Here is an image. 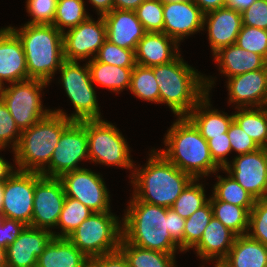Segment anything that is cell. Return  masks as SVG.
<instances>
[{"label": "cell", "mask_w": 267, "mask_h": 267, "mask_svg": "<svg viewBox=\"0 0 267 267\" xmlns=\"http://www.w3.org/2000/svg\"><path fill=\"white\" fill-rule=\"evenodd\" d=\"M180 56L151 68L158 83L159 103H166L177 117H186L209 94L214 81L200 75Z\"/></svg>", "instance_id": "obj_1"}, {"label": "cell", "mask_w": 267, "mask_h": 267, "mask_svg": "<svg viewBox=\"0 0 267 267\" xmlns=\"http://www.w3.org/2000/svg\"><path fill=\"white\" fill-rule=\"evenodd\" d=\"M136 169L132 170L131 175V183L135 188L133 198L166 208L173 205L194 179L169 162L158 150H151L147 164Z\"/></svg>", "instance_id": "obj_2"}, {"label": "cell", "mask_w": 267, "mask_h": 267, "mask_svg": "<svg viewBox=\"0 0 267 267\" xmlns=\"http://www.w3.org/2000/svg\"><path fill=\"white\" fill-rule=\"evenodd\" d=\"M166 150L159 152L194 179L208 176L220 168L212 159L208 141L187 117H178L165 135Z\"/></svg>", "instance_id": "obj_3"}, {"label": "cell", "mask_w": 267, "mask_h": 267, "mask_svg": "<svg viewBox=\"0 0 267 267\" xmlns=\"http://www.w3.org/2000/svg\"><path fill=\"white\" fill-rule=\"evenodd\" d=\"M167 209L132 198L122 218L123 238L145 249L169 254H175L178 248L180 251V245L168 232Z\"/></svg>", "instance_id": "obj_4"}, {"label": "cell", "mask_w": 267, "mask_h": 267, "mask_svg": "<svg viewBox=\"0 0 267 267\" xmlns=\"http://www.w3.org/2000/svg\"><path fill=\"white\" fill-rule=\"evenodd\" d=\"M9 28L21 40L29 79L50 83L52 76L65 61L63 32L53 25L25 24L16 29Z\"/></svg>", "instance_id": "obj_5"}, {"label": "cell", "mask_w": 267, "mask_h": 267, "mask_svg": "<svg viewBox=\"0 0 267 267\" xmlns=\"http://www.w3.org/2000/svg\"><path fill=\"white\" fill-rule=\"evenodd\" d=\"M73 121L51 111L47 116L22 131L14 152L15 163L20 171L41 173L49 165L53 151L62 132Z\"/></svg>", "instance_id": "obj_6"}, {"label": "cell", "mask_w": 267, "mask_h": 267, "mask_svg": "<svg viewBox=\"0 0 267 267\" xmlns=\"http://www.w3.org/2000/svg\"><path fill=\"white\" fill-rule=\"evenodd\" d=\"M122 230L121 221L111 212H93L67 238L90 260L118 250Z\"/></svg>", "instance_id": "obj_7"}, {"label": "cell", "mask_w": 267, "mask_h": 267, "mask_svg": "<svg viewBox=\"0 0 267 267\" xmlns=\"http://www.w3.org/2000/svg\"><path fill=\"white\" fill-rule=\"evenodd\" d=\"M59 71L61 83L74 105L75 113L68 116L62 109L52 111L72 121L102 119L87 63L82 68L77 61L65 60Z\"/></svg>", "instance_id": "obj_8"}, {"label": "cell", "mask_w": 267, "mask_h": 267, "mask_svg": "<svg viewBox=\"0 0 267 267\" xmlns=\"http://www.w3.org/2000/svg\"><path fill=\"white\" fill-rule=\"evenodd\" d=\"M49 85L39 79H29L2 86L1 100L5 103L16 125L22 132L47 116L51 110L44 109L41 103V91Z\"/></svg>", "instance_id": "obj_9"}, {"label": "cell", "mask_w": 267, "mask_h": 267, "mask_svg": "<svg viewBox=\"0 0 267 267\" xmlns=\"http://www.w3.org/2000/svg\"><path fill=\"white\" fill-rule=\"evenodd\" d=\"M87 135L91 162L133 169L128 143L112 123L103 119L87 120Z\"/></svg>", "instance_id": "obj_10"}, {"label": "cell", "mask_w": 267, "mask_h": 267, "mask_svg": "<svg viewBox=\"0 0 267 267\" xmlns=\"http://www.w3.org/2000/svg\"><path fill=\"white\" fill-rule=\"evenodd\" d=\"M89 160L87 120L73 121L63 132L50 159L48 168L41 174L60 178L63 174L82 169L78 162Z\"/></svg>", "instance_id": "obj_11"}, {"label": "cell", "mask_w": 267, "mask_h": 267, "mask_svg": "<svg viewBox=\"0 0 267 267\" xmlns=\"http://www.w3.org/2000/svg\"><path fill=\"white\" fill-rule=\"evenodd\" d=\"M66 195L60 178L35 172V191L31 227L49 230L57 227Z\"/></svg>", "instance_id": "obj_12"}, {"label": "cell", "mask_w": 267, "mask_h": 267, "mask_svg": "<svg viewBox=\"0 0 267 267\" xmlns=\"http://www.w3.org/2000/svg\"><path fill=\"white\" fill-rule=\"evenodd\" d=\"M65 195L74 198L92 212H110L109 191L101 175L82 168L60 177Z\"/></svg>", "instance_id": "obj_13"}, {"label": "cell", "mask_w": 267, "mask_h": 267, "mask_svg": "<svg viewBox=\"0 0 267 267\" xmlns=\"http://www.w3.org/2000/svg\"><path fill=\"white\" fill-rule=\"evenodd\" d=\"M35 191V172L15 170L4 182L2 214L30 226Z\"/></svg>", "instance_id": "obj_14"}, {"label": "cell", "mask_w": 267, "mask_h": 267, "mask_svg": "<svg viewBox=\"0 0 267 267\" xmlns=\"http://www.w3.org/2000/svg\"><path fill=\"white\" fill-rule=\"evenodd\" d=\"M222 170L235 179L255 200L267 196V148L237 155Z\"/></svg>", "instance_id": "obj_15"}, {"label": "cell", "mask_w": 267, "mask_h": 267, "mask_svg": "<svg viewBox=\"0 0 267 267\" xmlns=\"http://www.w3.org/2000/svg\"><path fill=\"white\" fill-rule=\"evenodd\" d=\"M106 37L103 16L94 21L90 16L78 26L63 32L64 58L67 61L84 60L93 54L95 58Z\"/></svg>", "instance_id": "obj_16"}, {"label": "cell", "mask_w": 267, "mask_h": 267, "mask_svg": "<svg viewBox=\"0 0 267 267\" xmlns=\"http://www.w3.org/2000/svg\"><path fill=\"white\" fill-rule=\"evenodd\" d=\"M229 102L236 108L267 107V65L255 71L228 78Z\"/></svg>", "instance_id": "obj_17"}, {"label": "cell", "mask_w": 267, "mask_h": 267, "mask_svg": "<svg viewBox=\"0 0 267 267\" xmlns=\"http://www.w3.org/2000/svg\"><path fill=\"white\" fill-rule=\"evenodd\" d=\"M163 33L177 43L184 37L203 31L204 12L193 0L178 3H163Z\"/></svg>", "instance_id": "obj_18"}, {"label": "cell", "mask_w": 267, "mask_h": 267, "mask_svg": "<svg viewBox=\"0 0 267 267\" xmlns=\"http://www.w3.org/2000/svg\"><path fill=\"white\" fill-rule=\"evenodd\" d=\"M53 231L26 226L6 248L9 267H36L37 258L53 238Z\"/></svg>", "instance_id": "obj_19"}, {"label": "cell", "mask_w": 267, "mask_h": 267, "mask_svg": "<svg viewBox=\"0 0 267 267\" xmlns=\"http://www.w3.org/2000/svg\"><path fill=\"white\" fill-rule=\"evenodd\" d=\"M203 25H207L208 39L214 55L221 48L236 44L242 28V15L225 6L205 13Z\"/></svg>", "instance_id": "obj_20"}, {"label": "cell", "mask_w": 267, "mask_h": 267, "mask_svg": "<svg viewBox=\"0 0 267 267\" xmlns=\"http://www.w3.org/2000/svg\"><path fill=\"white\" fill-rule=\"evenodd\" d=\"M28 80L26 57L21 40L9 28L0 29V84Z\"/></svg>", "instance_id": "obj_21"}, {"label": "cell", "mask_w": 267, "mask_h": 267, "mask_svg": "<svg viewBox=\"0 0 267 267\" xmlns=\"http://www.w3.org/2000/svg\"><path fill=\"white\" fill-rule=\"evenodd\" d=\"M106 23V37L115 45L134 50L146 31L135 11L113 9L103 16Z\"/></svg>", "instance_id": "obj_22"}, {"label": "cell", "mask_w": 267, "mask_h": 267, "mask_svg": "<svg viewBox=\"0 0 267 267\" xmlns=\"http://www.w3.org/2000/svg\"><path fill=\"white\" fill-rule=\"evenodd\" d=\"M178 46L173 38L163 32H146L134 51L135 62L144 67L169 63L179 55Z\"/></svg>", "instance_id": "obj_23"}, {"label": "cell", "mask_w": 267, "mask_h": 267, "mask_svg": "<svg viewBox=\"0 0 267 267\" xmlns=\"http://www.w3.org/2000/svg\"><path fill=\"white\" fill-rule=\"evenodd\" d=\"M236 234L214 216L203 232L200 241L193 247L202 260L222 262L233 246Z\"/></svg>", "instance_id": "obj_24"}, {"label": "cell", "mask_w": 267, "mask_h": 267, "mask_svg": "<svg viewBox=\"0 0 267 267\" xmlns=\"http://www.w3.org/2000/svg\"><path fill=\"white\" fill-rule=\"evenodd\" d=\"M219 70L228 78L262 69L267 61L259 54L240 48L237 44L221 48L214 55Z\"/></svg>", "instance_id": "obj_25"}, {"label": "cell", "mask_w": 267, "mask_h": 267, "mask_svg": "<svg viewBox=\"0 0 267 267\" xmlns=\"http://www.w3.org/2000/svg\"><path fill=\"white\" fill-rule=\"evenodd\" d=\"M208 97L207 93L186 116L207 141L213 137L224 136L233 121V114H221L217 109L212 110Z\"/></svg>", "instance_id": "obj_26"}, {"label": "cell", "mask_w": 267, "mask_h": 267, "mask_svg": "<svg viewBox=\"0 0 267 267\" xmlns=\"http://www.w3.org/2000/svg\"><path fill=\"white\" fill-rule=\"evenodd\" d=\"M89 259L68 239L53 237L37 258L36 267H85Z\"/></svg>", "instance_id": "obj_27"}, {"label": "cell", "mask_w": 267, "mask_h": 267, "mask_svg": "<svg viewBox=\"0 0 267 267\" xmlns=\"http://www.w3.org/2000/svg\"><path fill=\"white\" fill-rule=\"evenodd\" d=\"M222 263L226 267H267V246L248 235L236 236Z\"/></svg>", "instance_id": "obj_28"}, {"label": "cell", "mask_w": 267, "mask_h": 267, "mask_svg": "<svg viewBox=\"0 0 267 267\" xmlns=\"http://www.w3.org/2000/svg\"><path fill=\"white\" fill-rule=\"evenodd\" d=\"M92 83L115 92L130 87L131 73L134 67H120L98 62L92 58L87 62Z\"/></svg>", "instance_id": "obj_29"}, {"label": "cell", "mask_w": 267, "mask_h": 267, "mask_svg": "<svg viewBox=\"0 0 267 267\" xmlns=\"http://www.w3.org/2000/svg\"><path fill=\"white\" fill-rule=\"evenodd\" d=\"M119 250L125 255L129 267H175V254L141 248L123 237Z\"/></svg>", "instance_id": "obj_30"}, {"label": "cell", "mask_w": 267, "mask_h": 267, "mask_svg": "<svg viewBox=\"0 0 267 267\" xmlns=\"http://www.w3.org/2000/svg\"><path fill=\"white\" fill-rule=\"evenodd\" d=\"M236 109L238 111L233 114V120L260 148H267V108L264 106Z\"/></svg>", "instance_id": "obj_31"}, {"label": "cell", "mask_w": 267, "mask_h": 267, "mask_svg": "<svg viewBox=\"0 0 267 267\" xmlns=\"http://www.w3.org/2000/svg\"><path fill=\"white\" fill-rule=\"evenodd\" d=\"M213 216L237 236L247 235L249 228V211L237 205L217 200L213 195L209 198Z\"/></svg>", "instance_id": "obj_32"}, {"label": "cell", "mask_w": 267, "mask_h": 267, "mask_svg": "<svg viewBox=\"0 0 267 267\" xmlns=\"http://www.w3.org/2000/svg\"><path fill=\"white\" fill-rule=\"evenodd\" d=\"M93 212L74 198H65L62 211L60 213L57 226L60 227L61 233L55 234L54 237L67 238L72 234L80 224L84 222Z\"/></svg>", "instance_id": "obj_33"}, {"label": "cell", "mask_w": 267, "mask_h": 267, "mask_svg": "<svg viewBox=\"0 0 267 267\" xmlns=\"http://www.w3.org/2000/svg\"><path fill=\"white\" fill-rule=\"evenodd\" d=\"M214 185L213 196L219 201H225L233 205L246 208L249 212L255 204V199L243 189L230 175L223 178L218 176Z\"/></svg>", "instance_id": "obj_34"}, {"label": "cell", "mask_w": 267, "mask_h": 267, "mask_svg": "<svg viewBox=\"0 0 267 267\" xmlns=\"http://www.w3.org/2000/svg\"><path fill=\"white\" fill-rule=\"evenodd\" d=\"M197 181L199 182V179H193L170 207L184 219H188L209 201L203 184L196 183Z\"/></svg>", "instance_id": "obj_35"}, {"label": "cell", "mask_w": 267, "mask_h": 267, "mask_svg": "<svg viewBox=\"0 0 267 267\" xmlns=\"http://www.w3.org/2000/svg\"><path fill=\"white\" fill-rule=\"evenodd\" d=\"M151 67L135 65L129 90L138 98L159 103V88Z\"/></svg>", "instance_id": "obj_36"}, {"label": "cell", "mask_w": 267, "mask_h": 267, "mask_svg": "<svg viewBox=\"0 0 267 267\" xmlns=\"http://www.w3.org/2000/svg\"><path fill=\"white\" fill-rule=\"evenodd\" d=\"M84 3V0H58L52 25L61 32H64V27L78 26L89 17Z\"/></svg>", "instance_id": "obj_37"}, {"label": "cell", "mask_w": 267, "mask_h": 267, "mask_svg": "<svg viewBox=\"0 0 267 267\" xmlns=\"http://www.w3.org/2000/svg\"><path fill=\"white\" fill-rule=\"evenodd\" d=\"M213 218V210L208 201L185 221L184 252L193 248L202 238L205 228Z\"/></svg>", "instance_id": "obj_38"}, {"label": "cell", "mask_w": 267, "mask_h": 267, "mask_svg": "<svg viewBox=\"0 0 267 267\" xmlns=\"http://www.w3.org/2000/svg\"><path fill=\"white\" fill-rule=\"evenodd\" d=\"M135 13L146 32H163L164 14L161 0H145Z\"/></svg>", "instance_id": "obj_39"}, {"label": "cell", "mask_w": 267, "mask_h": 267, "mask_svg": "<svg viewBox=\"0 0 267 267\" xmlns=\"http://www.w3.org/2000/svg\"><path fill=\"white\" fill-rule=\"evenodd\" d=\"M95 59L98 62L120 67H134L136 65L134 50L121 48L107 39L100 47Z\"/></svg>", "instance_id": "obj_40"}, {"label": "cell", "mask_w": 267, "mask_h": 267, "mask_svg": "<svg viewBox=\"0 0 267 267\" xmlns=\"http://www.w3.org/2000/svg\"><path fill=\"white\" fill-rule=\"evenodd\" d=\"M236 44L244 50L261 55L267 61V30L242 26Z\"/></svg>", "instance_id": "obj_41"}, {"label": "cell", "mask_w": 267, "mask_h": 267, "mask_svg": "<svg viewBox=\"0 0 267 267\" xmlns=\"http://www.w3.org/2000/svg\"><path fill=\"white\" fill-rule=\"evenodd\" d=\"M247 235L267 246V199H258L249 213ZM251 229V230H250ZM253 230V231H252Z\"/></svg>", "instance_id": "obj_42"}, {"label": "cell", "mask_w": 267, "mask_h": 267, "mask_svg": "<svg viewBox=\"0 0 267 267\" xmlns=\"http://www.w3.org/2000/svg\"><path fill=\"white\" fill-rule=\"evenodd\" d=\"M58 0H27L26 10L32 17L27 24L52 25Z\"/></svg>", "instance_id": "obj_43"}, {"label": "cell", "mask_w": 267, "mask_h": 267, "mask_svg": "<svg viewBox=\"0 0 267 267\" xmlns=\"http://www.w3.org/2000/svg\"><path fill=\"white\" fill-rule=\"evenodd\" d=\"M21 131L15 123L10 111L0 98V149L6 148L12 142L14 151L21 138Z\"/></svg>", "instance_id": "obj_44"}, {"label": "cell", "mask_w": 267, "mask_h": 267, "mask_svg": "<svg viewBox=\"0 0 267 267\" xmlns=\"http://www.w3.org/2000/svg\"><path fill=\"white\" fill-rule=\"evenodd\" d=\"M227 136L232 148L239 155L257 151L260 147L244 130L233 120L229 126Z\"/></svg>", "instance_id": "obj_45"}, {"label": "cell", "mask_w": 267, "mask_h": 267, "mask_svg": "<svg viewBox=\"0 0 267 267\" xmlns=\"http://www.w3.org/2000/svg\"><path fill=\"white\" fill-rule=\"evenodd\" d=\"M242 26H251L267 30V0H256L241 12Z\"/></svg>", "instance_id": "obj_46"}, {"label": "cell", "mask_w": 267, "mask_h": 267, "mask_svg": "<svg viewBox=\"0 0 267 267\" xmlns=\"http://www.w3.org/2000/svg\"><path fill=\"white\" fill-rule=\"evenodd\" d=\"M26 226L21 221L5 218L0 212V246L7 248L18 238Z\"/></svg>", "instance_id": "obj_47"}, {"label": "cell", "mask_w": 267, "mask_h": 267, "mask_svg": "<svg viewBox=\"0 0 267 267\" xmlns=\"http://www.w3.org/2000/svg\"><path fill=\"white\" fill-rule=\"evenodd\" d=\"M208 146L212 159L221 169L229 164L226 155L228 156L231 153L232 148L227 133H224V136L209 139Z\"/></svg>", "instance_id": "obj_48"}, {"label": "cell", "mask_w": 267, "mask_h": 267, "mask_svg": "<svg viewBox=\"0 0 267 267\" xmlns=\"http://www.w3.org/2000/svg\"><path fill=\"white\" fill-rule=\"evenodd\" d=\"M168 232L171 237L180 245V252L184 251V229L186 219L180 217L176 212L167 209Z\"/></svg>", "instance_id": "obj_49"}, {"label": "cell", "mask_w": 267, "mask_h": 267, "mask_svg": "<svg viewBox=\"0 0 267 267\" xmlns=\"http://www.w3.org/2000/svg\"><path fill=\"white\" fill-rule=\"evenodd\" d=\"M92 267H129L125 255L118 249L89 260Z\"/></svg>", "instance_id": "obj_50"}, {"label": "cell", "mask_w": 267, "mask_h": 267, "mask_svg": "<svg viewBox=\"0 0 267 267\" xmlns=\"http://www.w3.org/2000/svg\"><path fill=\"white\" fill-rule=\"evenodd\" d=\"M193 2L204 12L219 9L226 6L227 0H193Z\"/></svg>", "instance_id": "obj_51"}, {"label": "cell", "mask_w": 267, "mask_h": 267, "mask_svg": "<svg viewBox=\"0 0 267 267\" xmlns=\"http://www.w3.org/2000/svg\"><path fill=\"white\" fill-rule=\"evenodd\" d=\"M145 0H113V9L135 11Z\"/></svg>", "instance_id": "obj_52"}, {"label": "cell", "mask_w": 267, "mask_h": 267, "mask_svg": "<svg viewBox=\"0 0 267 267\" xmlns=\"http://www.w3.org/2000/svg\"><path fill=\"white\" fill-rule=\"evenodd\" d=\"M96 8L98 15L104 16L113 10V0H89Z\"/></svg>", "instance_id": "obj_53"}, {"label": "cell", "mask_w": 267, "mask_h": 267, "mask_svg": "<svg viewBox=\"0 0 267 267\" xmlns=\"http://www.w3.org/2000/svg\"><path fill=\"white\" fill-rule=\"evenodd\" d=\"M256 0H227L226 6L242 12L250 7Z\"/></svg>", "instance_id": "obj_54"}, {"label": "cell", "mask_w": 267, "mask_h": 267, "mask_svg": "<svg viewBox=\"0 0 267 267\" xmlns=\"http://www.w3.org/2000/svg\"><path fill=\"white\" fill-rule=\"evenodd\" d=\"M13 172V167L0 157V182H5Z\"/></svg>", "instance_id": "obj_55"}, {"label": "cell", "mask_w": 267, "mask_h": 267, "mask_svg": "<svg viewBox=\"0 0 267 267\" xmlns=\"http://www.w3.org/2000/svg\"><path fill=\"white\" fill-rule=\"evenodd\" d=\"M7 265L6 248L0 246V266Z\"/></svg>", "instance_id": "obj_56"}, {"label": "cell", "mask_w": 267, "mask_h": 267, "mask_svg": "<svg viewBox=\"0 0 267 267\" xmlns=\"http://www.w3.org/2000/svg\"><path fill=\"white\" fill-rule=\"evenodd\" d=\"M3 195H4V182H0V212H2L3 207Z\"/></svg>", "instance_id": "obj_57"}, {"label": "cell", "mask_w": 267, "mask_h": 267, "mask_svg": "<svg viewBox=\"0 0 267 267\" xmlns=\"http://www.w3.org/2000/svg\"><path fill=\"white\" fill-rule=\"evenodd\" d=\"M163 3H178V2H183V1H188V0H161Z\"/></svg>", "instance_id": "obj_58"}, {"label": "cell", "mask_w": 267, "mask_h": 267, "mask_svg": "<svg viewBox=\"0 0 267 267\" xmlns=\"http://www.w3.org/2000/svg\"><path fill=\"white\" fill-rule=\"evenodd\" d=\"M215 266L214 267H226L222 262H215Z\"/></svg>", "instance_id": "obj_59"}, {"label": "cell", "mask_w": 267, "mask_h": 267, "mask_svg": "<svg viewBox=\"0 0 267 267\" xmlns=\"http://www.w3.org/2000/svg\"><path fill=\"white\" fill-rule=\"evenodd\" d=\"M85 267H92V265L89 263L87 266H85Z\"/></svg>", "instance_id": "obj_60"}]
</instances>
